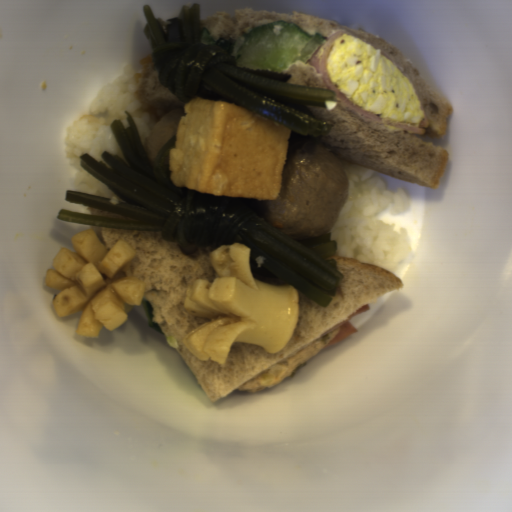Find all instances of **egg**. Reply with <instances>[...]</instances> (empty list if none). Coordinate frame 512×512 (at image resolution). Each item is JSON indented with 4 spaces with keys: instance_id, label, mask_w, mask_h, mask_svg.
<instances>
[{
    "instance_id": "d2b9013d",
    "label": "egg",
    "mask_w": 512,
    "mask_h": 512,
    "mask_svg": "<svg viewBox=\"0 0 512 512\" xmlns=\"http://www.w3.org/2000/svg\"><path fill=\"white\" fill-rule=\"evenodd\" d=\"M325 64L337 88L367 113L410 126L425 119L410 79L363 40L349 34L334 40Z\"/></svg>"
}]
</instances>
